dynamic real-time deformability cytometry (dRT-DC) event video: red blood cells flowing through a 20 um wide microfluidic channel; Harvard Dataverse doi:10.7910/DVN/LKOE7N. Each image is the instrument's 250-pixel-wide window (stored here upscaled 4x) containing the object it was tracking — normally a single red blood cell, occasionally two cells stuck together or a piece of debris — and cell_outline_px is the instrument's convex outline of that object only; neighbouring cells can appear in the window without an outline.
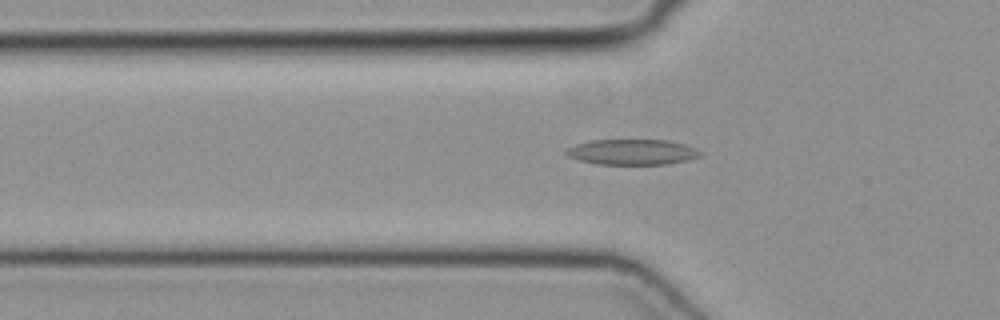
{"species": "common noctule bat (a hibernating species)", "species_latin": "Nyctalus noctula", "temperature_condition": "cold", "stored_images_in_passage": 36, "camera_frame_rate_fps": 3000, "um_per_image_px": 0.085, "animal": {"sex": "female", "body_mass_g": 19.3, "forearm_length_mm": 54.1}, "frame": {"image": 1, "passage_image": 3, "time_ms": 0.667, "image_size_px": [1000, 320], "cell_outline_px": [[700, 156], [688, 160], [668, 164], [596, 164], [580, 160], [568, 156], [564, 152], [568, 148], [576, 144], [592, 140], [668, 140], [684, 144], [696, 148], [700, 152]], "centroid_in_image_um": [53.74, 12.92], "position_along_channel_um": 72.1, "area_um2": 19.83}}
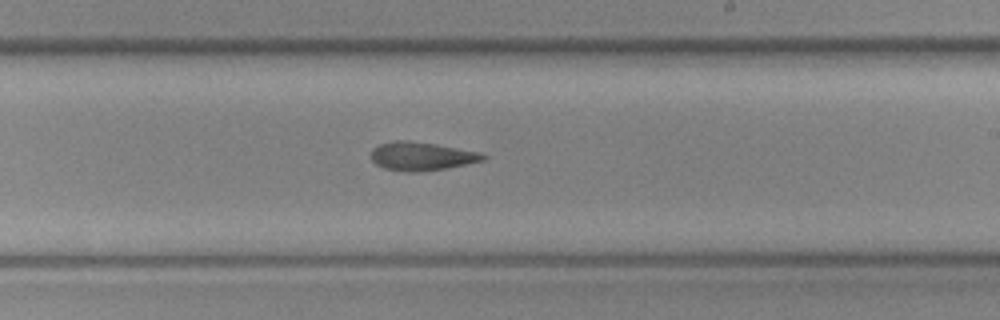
{"frame": {"image": 2, "passage_image": 16, "time_ms": 5.0, "image_size_px": [1000, 320], "cell_outline_px": [[488, 156], [484, 160], [448, 168], [424, 172], [408, 172], [384, 168], [376, 164], [372, 160], [372, 148], [380, 144], [396, 140], [400, 140], [436, 144], [480, 152]], "centroid_in_image_um": [35.85, 13.29], "position_along_channel_um": 253.1, "area_um2": 18.55}}
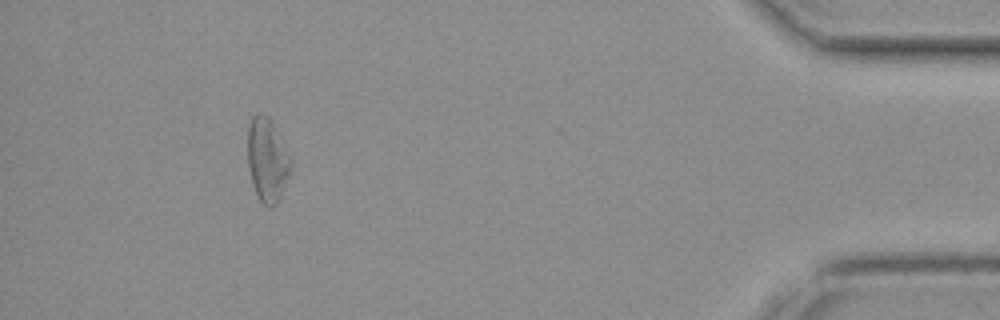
{"frame": {"image": 3, "passage_image": 32, "time_ms": 10.333, "image_size_px": [1000, 320], "cell_outline_px": [[292, 164], [280, 196], [276, 204], [272, 208], [268, 208], [256, 196], [252, 184], [248, 168], [248, 124], [252, 116], [256, 112], [260, 112], [268, 116], [272, 120], [292, 160]], "centroid_in_image_um": [22.7, 13.56], "position_along_channel_um": 412.5, "area_um2": 21.21}}